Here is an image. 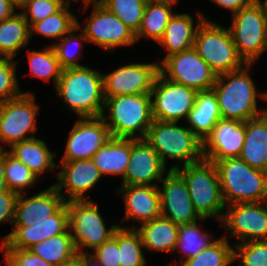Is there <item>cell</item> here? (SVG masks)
<instances>
[{
    "label": "cell",
    "instance_id": "29",
    "mask_svg": "<svg viewBox=\"0 0 267 266\" xmlns=\"http://www.w3.org/2000/svg\"><path fill=\"white\" fill-rule=\"evenodd\" d=\"M18 161L28 167L37 177L45 170H53L56 167L54 157L56 153L51 152L43 140L33 138L15 143L11 150H7Z\"/></svg>",
    "mask_w": 267,
    "mask_h": 266
},
{
    "label": "cell",
    "instance_id": "53",
    "mask_svg": "<svg viewBox=\"0 0 267 266\" xmlns=\"http://www.w3.org/2000/svg\"><path fill=\"white\" fill-rule=\"evenodd\" d=\"M61 266H81V264L77 259H74L72 262Z\"/></svg>",
    "mask_w": 267,
    "mask_h": 266
},
{
    "label": "cell",
    "instance_id": "31",
    "mask_svg": "<svg viewBox=\"0 0 267 266\" xmlns=\"http://www.w3.org/2000/svg\"><path fill=\"white\" fill-rule=\"evenodd\" d=\"M30 28L21 13L0 22V57L12 58L17 52L28 45Z\"/></svg>",
    "mask_w": 267,
    "mask_h": 266
},
{
    "label": "cell",
    "instance_id": "36",
    "mask_svg": "<svg viewBox=\"0 0 267 266\" xmlns=\"http://www.w3.org/2000/svg\"><path fill=\"white\" fill-rule=\"evenodd\" d=\"M118 247L120 266H145L146 260L142 252L144 246L135 229L118 227Z\"/></svg>",
    "mask_w": 267,
    "mask_h": 266
},
{
    "label": "cell",
    "instance_id": "38",
    "mask_svg": "<svg viewBox=\"0 0 267 266\" xmlns=\"http://www.w3.org/2000/svg\"><path fill=\"white\" fill-rule=\"evenodd\" d=\"M147 2V0H99V4L117 16L134 34L140 28Z\"/></svg>",
    "mask_w": 267,
    "mask_h": 266
},
{
    "label": "cell",
    "instance_id": "9",
    "mask_svg": "<svg viewBox=\"0 0 267 266\" xmlns=\"http://www.w3.org/2000/svg\"><path fill=\"white\" fill-rule=\"evenodd\" d=\"M98 208L89 199L67 202L69 230L77 253L85 252L82 250L84 246L95 250L108 241L120 226L112 225L108 230Z\"/></svg>",
    "mask_w": 267,
    "mask_h": 266
},
{
    "label": "cell",
    "instance_id": "52",
    "mask_svg": "<svg viewBox=\"0 0 267 266\" xmlns=\"http://www.w3.org/2000/svg\"><path fill=\"white\" fill-rule=\"evenodd\" d=\"M83 1L85 2V9L90 5V3H91V5H92V3L93 4H99V0H83Z\"/></svg>",
    "mask_w": 267,
    "mask_h": 266
},
{
    "label": "cell",
    "instance_id": "19",
    "mask_svg": "<svg viewBox=\"0 0 267 266\" xmlns=\"http://www.w3.org/2000/svg\"><path fill=\"white\" fill-rule=\"evenodd\" d=\"M166 166L145 139L130 138V161L122 185H157L162 181Z\"/></svg>",
    "mask_w": 267,
    "mask_h": 266
},
{
    "label": "cell",
    "instance_id": "44",
    "mask_svg": "<svg viewBox=\"0 0 267 266\" xmlns=\"http://www.w3.org/2000/svg\"><path fill=\"white\" fill-rule=\"evenodd\" d=\"M4 251L7 266H55L44 261L29 249L0 248Z\"/></svg>",
    "mask_w": 267,
    "mask_h": 266
},
{
    "label": "cell",
    "instance_id": "28",
    "mask_svg": "<svg viewBox=\"0 0 267 266\" xmlns=\"http://www.w3.org/2000/svg\"><path fill=\"white\" fill-rule=\"evenodd\" d=\"M92 160L102 174L124 177L130 161V138H114L105 142Z\"/></svg>",
    "mask_w": 267,
    "mask_h": 266
},
{
    "label": "cell",
    "instance_id": "33",
    "mask_svg": "<svg viewBox=\"0 0 267 266\" xmlns=\"http://www.w3.org/2000/svg\"><path fill=\"white\" fill-rule=\"evenodd\" d=\"M0 168L9 191L21 194L37 181V176L22 162L0 146Z\"/></svg>",
    "mask_w": 267,
    "mask_h": 266
},
{
    "label": "cell",
    "instance_id": "51",
    "mask_svg": "<svg viewBox=\"0 0 267 266\" xmlns=\"http://www.w3.org/2000/svg\"><path fill=\"white\" fill-rule=\"evenodd\" d=\"M10 3H12L15 7L20 8L25 4L26 0H8Z\"/></svg>",
    "mask_w": 267,
    "mask_h": 266
},
{
    "label": "cell",
    "instance_id": "25",
    "mask_svg": "<svg viewBox=\"0 0 267 266\" xmlns=\"http://www.w3.org/2000/svg\"><path fill=\"white\" fill-rule=\"evenodd\" d=\"M239 158L267 172V111L245 122V140Z\"/></svg>",
    "mask_w": 267,
    "mask_h": 266
},
{
    "label": "cell",
    "instance_id": "37",
    "mask_svg": "<svg viewBox=\"0 0 267 266\" xmlns=\"http://www.w3.org/2000/svg\"><path fill=\"white\" fill-rule=\"evenodd\" d=\"M28 60L33 77H38L44 81L51 80L55 87L61 77L63 68L58 61L52 46L45 47L42 51H28Z\"/></svg>",
    "mask_w": 267,
    "mask_h": 266
},
{
    "label": "cell",
    "instance_id": "47",
    "mask_svg": "<svg viewBox=\"0 0 267 266\" xmlns=\"http://www.w3.org/2000/svg\"><path fill=\"white\" fill-rule=\"evenodd\" d=\"M225 9H229L232 15L241 9L248 7L254 0H211Z\"/></svg>",
    "mask_w": 267,
    "mask_h": 266
},
{
    "label": "cell",
    "instance_id": "41",
    "mask_svg": "<svg viewBox=\"0 0 267 266\" xmlns=\"http://www.w3.org/2000/svg\"><path fill=\"white\" fill-rule=\"evenodd\" d=\"M234 249V261L240 259L239 266H267V240L239 243Z\"/></svg>",
    "mask_w": 267,
    "mask_h": 266
},
{
    "label": "cell",
    "instance_id": "23",
    "mask_svg": "<svg viewBox=\"0 0 267 266\" xmlns=\"http://www.w3.org/2000/svg\"><path fill=\"white\" fill-rule=\"evenodd\" d=\"M120 189V190H119ZM117 193L125 199V216L142 224L161 216L160 193L157 185H122Z\"/></svg>",
    "mask_w": 267,
    "mask_h": 266
},
{
    "label": "cell",
    "instance_id": "16",
    "mask_svg": "<svg viewBox=\"0 0 267 266\" xmlns=\"http://www.w3.org/2000/svg\"><path fill=\"white\" fill-rule=\"evenodd\" d=\"M161 182L162 188L158 187V190L162 217L178 226L195 223L198 219L206 220L196 212L185 180L176 170L169 169Z\"/></svg>",
    "mask_w": 267,
    "mask_h": 266
},
{
    "label": "cell",
    "instance_id": "42",
    "mask_svg": "<svg viewBox=\"0 0 267 266\" xmlns=\"http://www.w3.org/2000/svg\"><path fill=\"white\" fill-rule=\"evenodd\" d=\"M16 65L17 61L12 58L0 57V103L23 94L16 77Z\"/></svg>",
    "mask_w": 267,
    "mask_h": 266
},
{
    "label": "cell",
    "instance_id": "12",
    "mask_svg": "<svg viewBox=\"0 0 267 266\" xmlns=\"http://www.w3.org/2000/svg\"><path fill=\"white\" fill-rule=\"evenodd\" d=\"M38 110L34 94L30 92L0 103V141L11 147L15 143L36 138L26 134L37 131L35 120Z\"/></svg>",
    "mask_w": 267,
    "mask_h": 266
},
{
    "label": "cell",
    "instance_id": "34",
    "mask_svg": "<svg viewBox=\"0 0 267 266\" xmlns=\"http://www.w3.org/2000/svg\"><path fill=\"white\" fill-rule=\"evenodd\" d=\"M70 2H67L58 12L48 16L42 21L33 23L30 28V38L33 32L44 37L61 39L77 26V18L71 14Z\"/></svg>",
    "mask_w": 267,
    "mask_h": 266
},
{
    "label": "cell",
    "instance_id": "2",
    "mask_svg": "<svg viewBox=\"0 0 267 266\" xmlns=\"http://www.w3.org/2000/svg\"><path fill=\"white\" fill-rule=\"evenodd\" d=\"M250 66L251 64H246L237 71L217 75L212 89L216 94L222 119L246 122L267 111L257 109L258 93L248 74Z\"/></svg>",
    "mask_w": 267,
    "mask_h": 266
},
{
    "label": "cell",
    "instance_id": "26",
    "mask_svg": "<svg viewBox=\"0 0 267 266\" xmlns=\"http://www.w3.org/2000/svg\"><path fill=\"white\" fill-rule=\"evenodd\" d=\"M220 119L222 116L214 90L198 91L194 107L186 119L189 128L204 142Z\"/></svg>",
    "mask_w": 267,
    "mask_h": 266
},
{
    "label": "cell",
    "instance_id": "55",
    "mask_svg": "<svg viewBox=\"0 0 267 266\" xmlns=\"http://www.w3.org/2000/svg\"><path fill=\"white\" fill-rule=\"evenodd\" d=\"M258 96H261V98H264L267 101V92L261 94L259 93Z\"/></svg>",
    "mask_w": 267,
    "mask_h": 266
},
{
    "label": "cell",
    "instance_id": "21",
    "mask_svg": "<svg viewBox=\"0 0 267 266\" xmlns=\"http://www.w3.org/2000/svg\"><path fill=\"white\" fill-rule=\"evenodd\" d=\"M60 164L62 170L58 173V182L54 186L61 195H63L61 190L65 189L67 194L63 196L65 202L88 200L84 194L93 188L102 176L92 158Z\"/></svg>",
    "mask_w": 267,
    "mask_h": 266
},
{
    "label": "cell",
    "instance_id": "11",
    "mask_svg": "<svg viewBox=\"0 0 267 266\" xmlns=\"http://www.w3.org/2000/svg\"><path fill=\"white\" fill-rule=\"evenodd\" d=\"M161 64L159 72L165 78L197 92L212 89L217 78L194 47L167 57Z\"/></svg>",
    "mask_w": 267,
    "mask_h": 266
},
{
    "label": "cell",
    "instance_id": "48",
    "mask_svg": "<svg viewBox=\"0 0 267 266\" xmlns=\"http://www.w3.org/2000/svg\"><path fill=\"white\" fill-rule=\"evenodd\" d=\"M76 259L80 262L81 266H104L92 253H77Z\"/></svg>",
    "mask_w": 267,
    "mask_h": 266
},
{
    "label": "cell",
    "instance_id": "46",
    "mask_svg": "<svg viewBox=\"0 0 267 266\" xmlns=\"http://www.w3.org/2000/svg\"><path fill=\"white\" fill-rule=\"evenodd\" d=\"M18 195L9 190L0 193V223L5 224L7 221L13 223Z\"/></svg>",
    "mask_w": 267,
    "mask_h": 266
},
{
    "label": "cell",
    "instance_id": "45",
    "mask_svg": "<svg viewBox=\"0 0 267 266\" xmlns=\"http://www.w3.org/2000/svg\"><path fill=\"white\" fill-rule=\"evenodd\" d=\"M93 254L104 266L119 265L118 228L113 236L101 246L96 248Z\"/></svg>",
    "mask_w": 267,
    "mask_h": 266
},
{
    "label": "cell",
    "instance_id": "20",
    "mask_svg": "<svg viewBox=\"0 0 267 266\" xmlns=\"http://www.w3.org/2000/svg\"><path fill=\"white\" fill-rule=\"evenodd\" d=\"M245 140V122L220 119L203 142V157L212 163L240 156Z\"/></svg>",
    "mask_w": 267,
    "mask_h": 266
},
{
    "label": "cell",
    "instance_id": "8",
    "mask_svg": "<svg viewBox=\"0 0 267 266\" xmlns=\"http://www.w3.org/2000/svg\"><path fill=\"white\" fill-rule=\"evenodd\" d=\"M232 17L229 30L237 52L247 64H252L267 51V17L264 7L259 0H254Z\"/></svg>",
    "mask_w": 267,
    "mask_h": 266
},
{
    "label": "cell",
    "instance_id": "22",
    "mask_svg": "<svg viewBox=\"0 0 267 266\" xmlns=\"http://www.w3.org/2000/svg\"><path fill=\"white\" fill-rule=\"evenodd\" d=\"M23 192L18 195L13 225L28 226L40 222L55 214L66 202L56 187L52 185L46 190L25 198Z\"/></svg>",
    "mask_w": 267,
    "mask_h": 266
},
{
    "label": "cell",
    "instance_id": "5",
    "mask_svg": "<svg viewBox=\"0 0 267 266\" xmlns=\"http://www.w3.org/2000/svg\"><path fill=\"white\" fill-rule=\"evenodd\" d=\"M182 168L174 165L170 170H176L184 178L191 201L199 216L205 219L218 217L217 220L222 221L224 214L220 213L224 211L226 205L214 163L203 159Z\"/></svg>",
    "mask_w": 267,
    "mask_h": 266
},
{
    "label": "cell",
    "instance_id": "50",
    "mask_svg": "<svg viewBox=\"0 0 267 266\" xmlns=\"http://www.w3.org/2000/svg\"><path fill=\"white\" fill-rule=\"evenodd\" d=\"M9 189L7 188L6 181L2 172V169L0 168V193L6 192Z\"/></svg>",
    "mask_w": 267,
    "mask_h": 266
},
{
    "label": "cell",
    "instance_id": "4",
    "mask_svg": "<svg viewBox=\"0 0 267 266\" xmlns=\"http://www.w3.org/2000/svg\"><path fill=\"white\" fill-rule=\"evenodd\" d=\"M151 99L150 93L105 97L104 111L109 108V117L103 114L102 118L111 137L145 139L153 121Z\"/></svg>",
    "mask_w": 267,
    "mask_h": 266
},
{
    "label": "cell",
    "instance_id": "7",
    "mask_svg": "<svg viewBox=\"0 0 267 266\" xmlns=\"http://www.w3.org/2000/svg\"><path fill=\"white\" fill-rule=\"evenodd\" d=\"M194 48L216 75L237 71L247 64L238 54L230 30L213 21L204 20L199 25Z\"/></svg>",
    "mask_w": 267,
    "mask_h": 266
},
{
    "label": "cell",
    "instance_id": "10",
    "mask_svg": "<svg viewBox=\"0 0 267 266\" xmlns=\"http://www.w3.org/2000/svg\"><path fill=\"white\" fill-rule=\"evenodd\" d=\"M152 117L162 122H179L188 117L193 109L197 91L187 86L172 82L160 72L154 80L150 92Z\"/></svg>",
    "mask_w": 267,
    "mask_h": 266
},
{
    "label": "cell",
    "instance_id": "35",
    "mask_svg": "<svg viewBox=\"0 0 267 266\" xmlns=\"http://www.w3.org/2000/svg\"><path fill=\"white\" fill-rule=\"evenodd\" d=\"M181 262L180 266H229L234 262V248L229 245L227 237L223 236L216 239L209 248Z\"/></svg>",
    "mask_w": 267,
    "mask_h": 266
},
{
    "label": "cell",
    "instance_id": "43",
    "mask_svg": "<svg viewBox=\"0 0 267 266\" xmlns=\"http://www.w3.org/2000/svg\"><path fill=\"white\" fill-rule=\"evenodd\" d=\"M66 3L67 1L65 0H26L25 4L21 7L24 10L21 14L27 20L30 27L33 23L42 21L48 16L55 14ZM29 14L31 15L30 17L28 16Z\"/></svg>",
    "mask_w": 267,
    "mask_h": 266
},
{
    "label": "cell",
    "instance_id": "6",
    "mask_svg": "<svg viewBox=\"0 0 267 266\" xmlns=\"http://www.w3.org/2000/svg\"><path fill=\"white\" fill-rule=\"evenodd\" d=\"M145 140L160 156L166 166V157L183 161V166L204 159L203 142L189 127H180L177 122L152 121Z\"/></svg>",
    "mask_w": 267,
    "mask_h": 266
},
{
    "label": "cell",
    "instance_id": "32",
    "mask_svg": "<svg viewBox=\"0 0 267 266\" xmlns=\"http://www.w3.org/2000/svg\"><path fill=\"white\" fill-rule=\"evenodd\" d=\"M29 250L55 266L68 264L77 256L69 229L65 233L33 245Z\"/></svg>",
    "mask_w": 267,
    "mask_h": 266
},
{
    "label": "cell",
    "instance_id": "39",
    "mask_svg": "<svg viewBox=\"0 0 267 266\" xmlns=\"http://www.w3.org/2000/svg\"><path fill=\"white\" fill-rule=\"evenodd\" d=\"M197 222L179 225V236L176 249L179 248L186 259L192 258L203 249L209 248L216 240L212 241L213 236L200 230Z\"/></svg>",
    "mask_w": 267,
    "mask_h": 266
},
{
    "label": "cell",
    "instance_id": "3",
    "mask_svg": "<svg viewBox=\"0 0 267 266\" xmlns=\"http://www.w3.org/2000/svg\"><path fill=\"white\" fill-rule=\"evenodd\" d=\"M214 165L225 205L267 201L266 171L249 166L239 157L217 161Z\"/></svg>",
    "mask_w": 267,
    "mask_h": 266
},
{
    "label": "cell",
    "instance_id": "27",
    "mask_svg": "<svg viewBox=\"0 0 267 266\" xmlns=\"http://www.w3.org/2000/svg\"><path fill=\"white\" fill-rule=\"evenodd\" d=\"M129 229H135L139 233L142 244L147 250L168 252L176 250L179 226L169 219L160 216L142 223L139 228L133 226Z\"/></svg>",
    "mask_w": 267,
    "mask_h": 266
},
{
    "label": "cell",
    "instance_id": "40",
    "mask_svg": "<svg viewBox=\"0 0 267 266\" xmlns=\"http://www.w3.org/2000/svg\"><path fill=\"white\" fill-rule=\"evenodd\" d=\"M80 28V23H77V26L72 29L67 35L59 39L58 43L56 42L55 44L51 45L63 69L84 66L78 63L77 60L79 59V56L74 54V51L71 50L72 47L70 48L72 44H79L81 40L87 41V38L83 31L78 35L79 37L73 34L74 31L79 30ZM77 40L78 42H76Z\"/></svg>",
    "mask_w": 267,
    "mask_h": 266
},
{
    "label": "cell",
    "instance_id": "54",
    "mask_svg": "<svg viewBox=\"0 0 267 266\" xmlns=\"http://www.w3.org/2000/svg\"><path fill=\"white\" fill-rule=\"evenodd\" d=\"M259 1L263 5L264 10H265V14H266V17H267V0H265L264 2H261V0H259Z\"/></svg>",
    "mask_w": 267,
    "mask_h": 266
},
{
    "label": "cell",
    "instance_id": "15",
    "mask_svg": "<svg viewBox=\"0 0 267 266\" xmlns=\"http://www.w3.org/2000/svg\"><path fill=\"white\" fill-rule=\"evenodd\" d=\"M229 205L222 223L240 243L267 240V201Z\"/></svg>",
    "mask_w": 267,
    "mask_h": 266
},
{
    "label": "cell",
    "instance_id": "49",
    "mask_svg": "<svg viewBox=\"0 0 267 266\" xmlns=\"http://www.w3.org/2000/svg\"><path fill=\"white\" fill-rule=\"evenodd\" d=\"M16 7L8 0H0V22L16 14Z\"/></svg>",
    "mask_w": 267,
    "mask_h": 266
},
{
    "label": "cell",
    "instance_id": "13",
    "mask_svg": "<svg viewBox=\"0 0 267 266\" xmlns=\"http://www.w3.org/2000/svg\"><path fill=\"white\" fill-rule=\"evenodd\" d=\"M93 11L83 32L87 42L112 50L118 46L133 45L135 34L117 16L102 4H93Z\"/></svg>",
    "mask_w": 267,
    "mask_h": 266
},
{
    "label": "cell",
    "instance_id": "24",
    "mask_svg": "<svg viewBox=\"0 0 267 266\" xmlns=\"http://www.w3.org/2000/svg\"><path fill=\"white\" fill-rule=\"evenodd\" d=\"M198 18L196 26L188 13H176L170 18L164 34L158 42L163 48H166L167 55L164 60L171 55L194 47L197 29L204 20H207L201 13Z\"/></svg>",
    "mask_w": 267,
    "mask_h": 266
},
{
    "label": "cell",
    "instance_id": "1",
    "mask_svg": "<svg viewBox=\"0 0 267 266\" xmlns=\"http://www.w3.org/2000/svg\"><path fill=\"white\" fill-rule=\"evenodd\" d=\"M55 89L80 118L100 117L105 113L103 78L97 70L88 66L63 69Z\"/></svg>",
    "mask_w": 267,
    "mask_h": 266
},
{
    "label": "cell",
    "instance_id": "17",
    "mask_svg": "<svg viewBox=\"0 0 267 266\" xmlns=\"http://www.w3.org/2000/svg\"><path fill=\"white\" fill-rule=\"evenodd\" d=\"M110 137L109 129L102 116L80 118L69 134L61 162L92 158Z\"/></svg>",
    "mask_w": 267,
    "mask_h": 266
},
{
    "label": "cell",
    "instance_id": "18",
    "mask_svg": "<svg viewBox=\"0 0 267 266\" xmlns=\"http://www.w3.org/2000/svg\"><path fill=\"white\" fill-rule=\"evenodd\" d=\"M3 238L1 248L29 249L33 245L65 233L69 229L67 202L53 215L28 226H13Z\"/></svg>",
    "mask_w": 267,
    "mask_h": 266
},
{
    "label": "cell",
    "instance_id": "30",
    "mask_svg": "<svg viewBox=\"0 0 267 266\" xmlns=\"http://www.w3.org/2000/svg\"><path fill=\"white\" fill-rule=\"evenodd\" d=\"M178 0H156L148 1L138 32L135 34L136 40L140 38H152L159 42L162 38L165 28L169 23L172 13V6Z\"/></svg>",
    "mask_w": 267,
    "mask_h": 266
},
{
    "label": "cell",
    "instance_id": "14",
    "mask_svg": "<svg viewBox=\"0 0 267 266\" xmlns=\"http://www.w3.org/2000/svg\"><path fill=\"white\" fill-rule=\"evenodd\" d=\"M159 66V63H132L102 74L104 97L150 93Z\"/></svg>",
    "mask_w": 267,
    "mask_h": 266
}]
</instances>
